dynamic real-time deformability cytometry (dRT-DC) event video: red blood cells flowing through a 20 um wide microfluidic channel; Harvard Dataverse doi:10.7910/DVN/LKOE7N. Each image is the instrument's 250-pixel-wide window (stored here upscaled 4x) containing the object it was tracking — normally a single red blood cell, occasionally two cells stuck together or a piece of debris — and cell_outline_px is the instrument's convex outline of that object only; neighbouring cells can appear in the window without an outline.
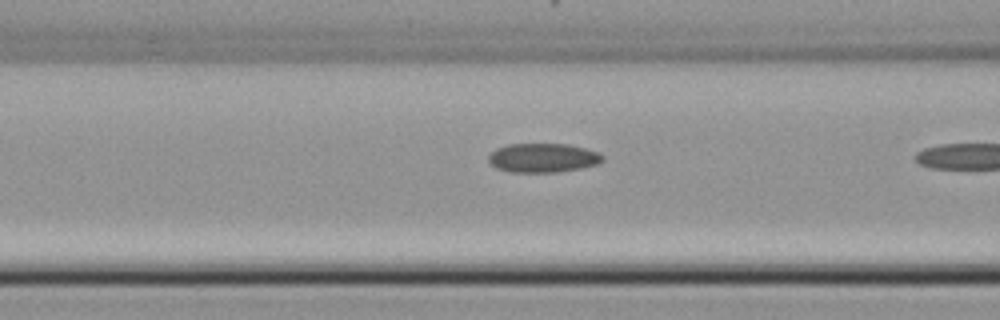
{"species": "common noctule bat (a hibernating species)", "species_latin": "Nyctalus noctula", "temperature_condition": "cold", "stored_images_in_passage": 7, "camera_frame_rate_fps": 3000, "um_per_image_px": 0.085, "animal": {"sex": "female", "body_mass_g": 22.7, "forearm_length_mm": 54.2}, "frame": {"image": 1, "passage_image": 6, "time_ms": 1.667, "image_size_px": [1000, 320], "cell_outline_px": [[604, 160], [596, 164], [580, 168], [556, 172], [512, 172], [496, 168], [488, 160], [488, 156], [496, 148], [508, 144], [568, 144], [600, 152], [604, 156]], "centroid_in_image_um": [46.16, 13.41], "position_along_channel_um": 120.4, "area_um2": 19.31}}